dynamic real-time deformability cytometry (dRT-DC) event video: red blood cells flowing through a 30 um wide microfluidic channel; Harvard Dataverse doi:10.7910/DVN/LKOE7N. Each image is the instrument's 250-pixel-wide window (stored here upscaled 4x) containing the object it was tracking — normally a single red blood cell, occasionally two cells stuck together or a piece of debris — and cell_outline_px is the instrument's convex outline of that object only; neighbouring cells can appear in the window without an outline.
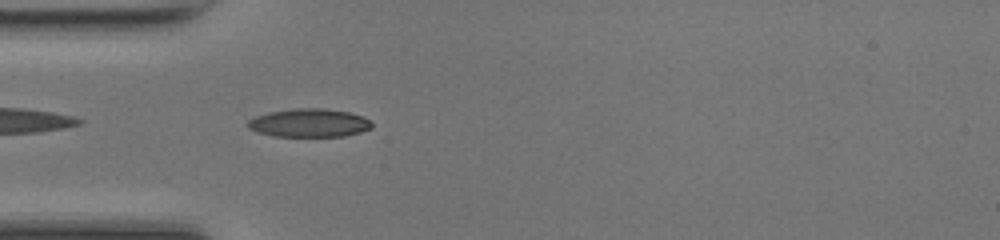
{"species": "common noctule bat (a hibernating species)", "species_latin": "Nyctalus noctula", "temperature_condition": "room temperature", "stored_images_in_passage": 35, "camera_frame_rate_fps": 3000, "um_per_image_px": 0.085, "animal": {"sex": "female", "body_mass_g": 17.0, "forearm_length_mm": 48.0}, "frame": {"image": 1, "passage_image": 2, "time_ms": 0.333, "image_size_px": [1000, 240], "cell_outline_px": [[372, 128], [360, 132], [344, 136], [276, 136], [256, 132], [248, 128], [248, 120], [256, 116], [268, 112], [296, 108], [324, 108], [348, 112], [364, 116], [372, 120]], "centroid_in_image_um": [26.31, 10.44], "position_along_channel_um": 58.7, "area_um2": 20.58}}
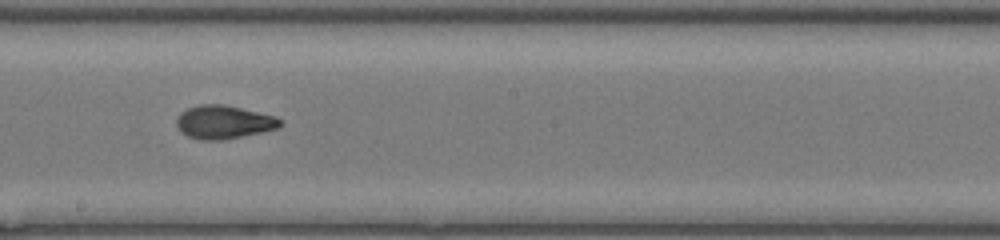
{"frame": {"image": 2, "passage_image": 14, "time_ms": 4.333, "image_size_px": [1000, 240], "cell_outline_px": [[284, 124], [280, 128], [224, 140], [200, 140], [188, 136], [180, 132], [176, 124], [176, 120], [180, 112], [188, 108], [200, 104], [224, 104], [276, 116], [284, 120]], "centroid_in_image_um": [19.05, 10.38], "position_along_channel_um": 229.2, "area_um2": 20.46}}
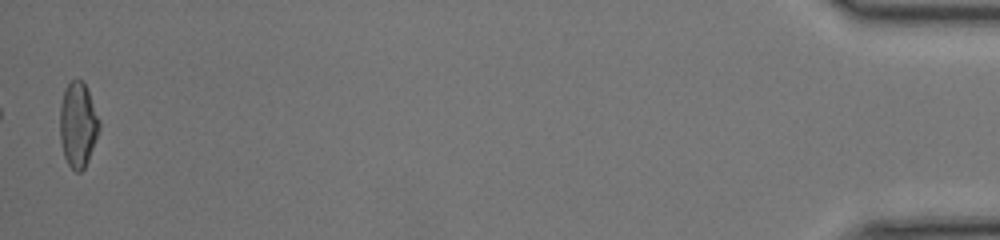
{"frame": {"image": 3, "passage_image": 35, "time_ms": 11.333, "image_size_px": [1000, 240], "cell_outline_px": [[100, 128], [88, 160], [84, 168], [80, 172], [76, 172], [68, 164], [64, 156], [60, 140], [60, 104], [64, 88], [72, 80], [84, 80], [100, 120]], "centroid_in_image_um": [6.62, 10.58], "position_along_channel_um": 428.6, "area_um2": 19.59}, "authors_computed_cell_mechanics": {"area_um2": 19.5942, "velocity_mm_per_s": 4.3197, "shape_relaxation_time_tau1_ms": 4.5553, "shape_relaxation_time_tau2_ms": 1.287, "deformation_change_tau1": 0.1873, "deformation_change_tau2": 0.0672}}